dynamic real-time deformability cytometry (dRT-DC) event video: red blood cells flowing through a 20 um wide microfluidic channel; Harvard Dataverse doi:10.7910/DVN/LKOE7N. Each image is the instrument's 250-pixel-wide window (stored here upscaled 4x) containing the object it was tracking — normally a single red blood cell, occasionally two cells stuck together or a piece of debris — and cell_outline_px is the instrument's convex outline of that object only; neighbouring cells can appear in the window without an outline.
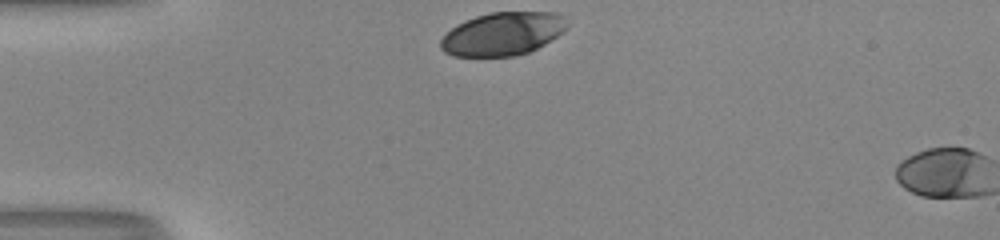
{"species": "human", "species_latin": "Homo sapiens", "temperature_condition": "room temperature", "stored_images_in_passage": 3, "camera_frame_rate_fps": 3000, "um_per_image_px": 0.085, "donor": {"sex": "male"}, "frame": {"image": 1, "passage_image": 1, "time_ms": 0.0, "image_size_px": [1000, 240], "cell_outline_px": [[568, 24], [556, 36], [544, 44], [528, 52], [516, 56], [452, 56], [444, 52], [440, 48], [440, 40], [456, 24], [464, 20], [476, 16], [492, 12], [556, 12], [564, 16]], "centroid_in_image_um": [42.7, 2.87], "position_along_channel_um": 42.3, "area_um2": 31.67}}